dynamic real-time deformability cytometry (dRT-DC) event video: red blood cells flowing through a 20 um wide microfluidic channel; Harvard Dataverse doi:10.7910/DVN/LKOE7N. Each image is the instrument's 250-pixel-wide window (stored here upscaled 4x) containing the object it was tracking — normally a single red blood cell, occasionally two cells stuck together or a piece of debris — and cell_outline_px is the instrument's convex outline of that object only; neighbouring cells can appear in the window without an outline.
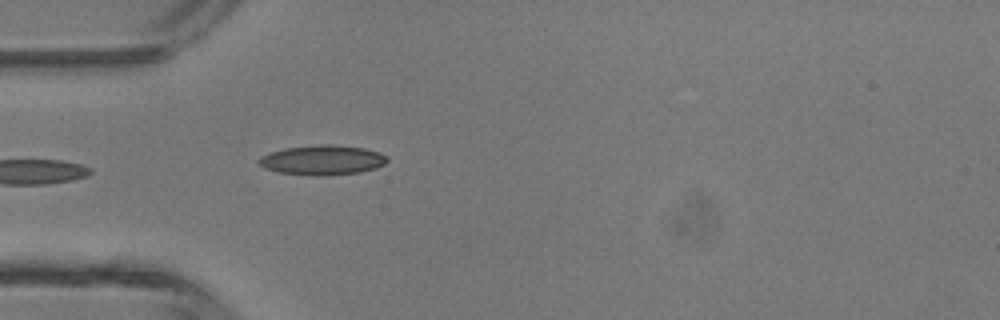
{"species": "common noctule bat (a hibernating species)", "species_latin": "Nyctalus noctula", "temperature_condition": "room temperature", "stored_images_in_passage": 3, "camera_frame_rate_fps": 3000, "um_per_image_px": 0.085, "animal": {"sex": "male", "body_mass_g": 13.3}, "frame": {"image": 1, "passage_image": 3, "time_ms": 0.667, "image_size_px": [1000, 320], "cell_outline_px": [[388, 160], [384, 164], [376, 168], [360, 172], [328, 176], [324, 176], [280, 172], [264, 168], [256, 160], [260, 156], [268, 152], [284, 148], [320, 144], [332, 144], [364, 148], [380, 152], [388, 156]], "centroid_in_image_um": [27.41, 13.59], "position_along_channel_um": 57.6, "area_um2": 22.43}}